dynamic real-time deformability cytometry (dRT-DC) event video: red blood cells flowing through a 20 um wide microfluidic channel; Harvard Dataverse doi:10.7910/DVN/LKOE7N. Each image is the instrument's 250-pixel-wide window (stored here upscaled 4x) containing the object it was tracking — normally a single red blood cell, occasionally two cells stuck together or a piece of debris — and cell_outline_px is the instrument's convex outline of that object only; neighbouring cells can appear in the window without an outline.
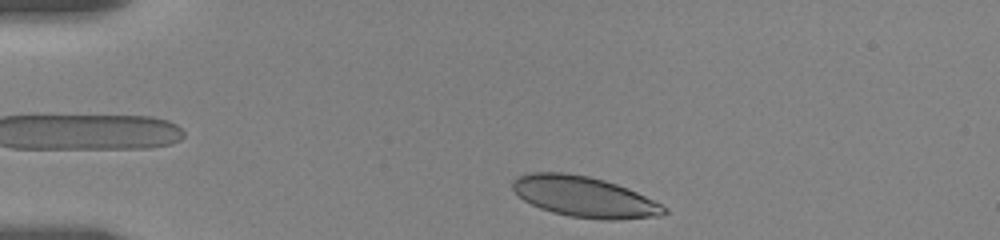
{"species": "human", "species_latin": "Homo sapiens", "temperature_condition": "room temperature", "stored_images_in_passage": 16, "camera_frame_rate_fps": 3000, "um_per_image_px": 0.085, "donor": {"sex": "female"}, "frame": {"image": 1, "passage_image": 1, "time_ms": 0.0, "image_size_px": [1000, 240], "cell_outline_px": [[668, 212], [660, 216], [616, 220], [600, 220], [568, 216], [552, 212], [540, 208], [524, 200], [512, 188], [512, 180], [516, 176], [528, 172], [564, 172], [588, 176], [604, 180], [628, 188], [668, 208]], "centroid_in_image_um": [49.65, 16.73], "position_along_channel_um": 35.4, "area_um2": 36.01}}
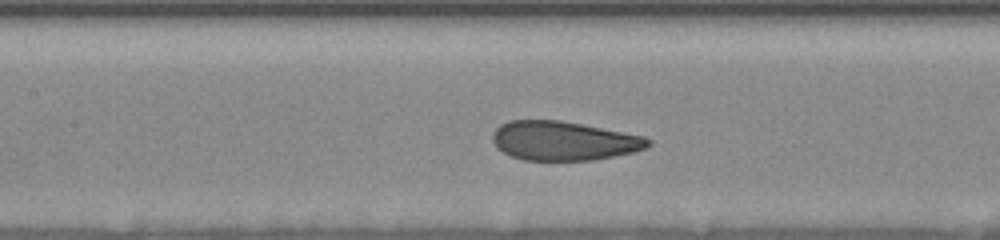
{"frame": {"image": 2, "passage_image": 10, "time_ms": 5.0, "image_size_px": [1000, 240], "cell_outline_px": [[652, 144], [648, 148], [632, 152], [592, 160], [524, 160], [512, 156], [496, 148], [492, 140], [492, 132], [500, 124], [508, 120], [560, 120], [644, 136], [652, 140]], "centroid_in_image_um": [47.89, 11.96], "position_along_channel_um": 159.5, "area_um2": 35.49}}
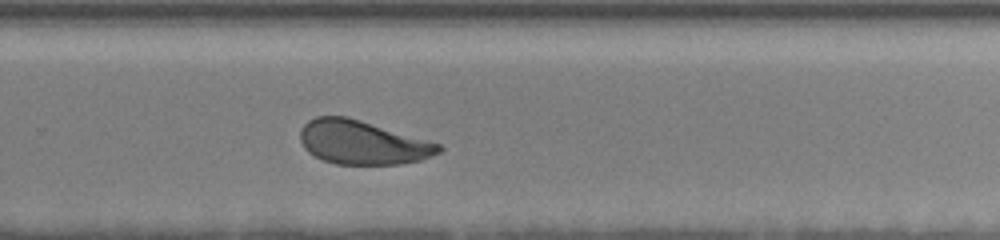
{"frame": {"image": 3, "passage_image": 16, "time_ms": 9.0, "image_size_px": [1000, 240], "cell_outline_px": [[444, 148], [440, 152], [420, 160], [400, 164], [336, 164], [324, 160], [308, 152], [304, 148], [300, 140], [300, 128], [308, 120], [316, 116], [348, 116], [440, 144]], "centroid_in_image_um": [30.77, 12.1], "position_along_channel_um": 299.0, "area_um2": 35.26}}